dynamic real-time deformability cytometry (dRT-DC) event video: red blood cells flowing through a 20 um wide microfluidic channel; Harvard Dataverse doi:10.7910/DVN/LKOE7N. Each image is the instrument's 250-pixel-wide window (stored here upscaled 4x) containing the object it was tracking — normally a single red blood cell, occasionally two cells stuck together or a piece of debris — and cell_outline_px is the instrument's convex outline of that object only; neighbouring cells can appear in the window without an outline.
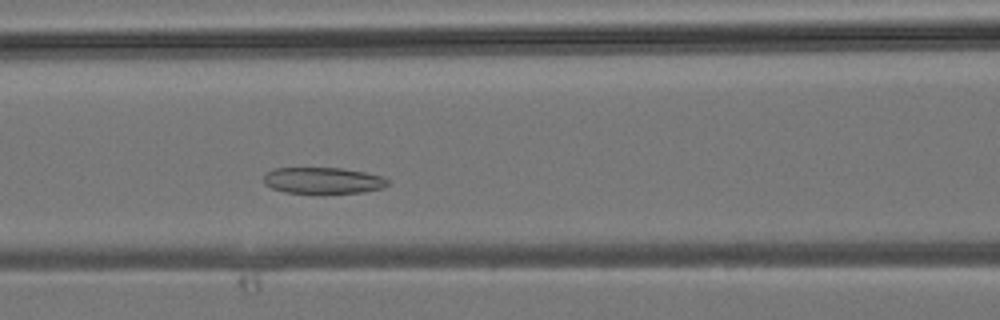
{"species": "common noctule bat (a hibernating species)", "species_latin": "Nyctalus noctula", "temperature_condition": "room temperature", "stored_images_in_passage": 29, "camera_frame_rate_fps": 3000, "um_per_image_px": 0.085, "animal": {"sex": "male", "body_mass_g": 19.2, "forearm_length_mm": 51.8}, "frame": {"image": 1, "passage_image": 11, "time_ms": 3.333, "image_size_px": [1000, 320], "cell_outline_px": [[388, 184], [384, 188], [364, 192], [284, 192], [272, 188], [264, 184], [264, 176], [272, 168], [344, 168], [384, 176], [388, 180]], "centroid_in_image_um": [27.48, 15.32], "position_along_channel_um": 139.1, "area_um2": 18.84}}
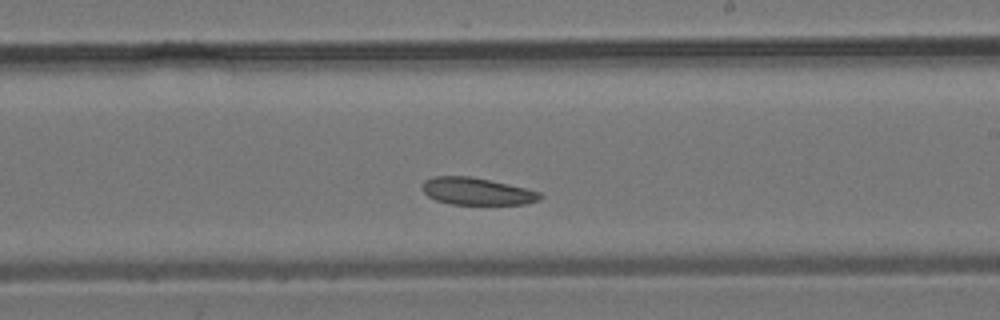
{"frame": {"image": 2, "passage_image": 17, "time_ms": 5.333, "image_size_px": [1000, 320], "cell_outline_px": [[544, 196], [540, 200], [524, 204], [452, 204], [436, 200], [428, 196], [424, 192], [424, 180], [432, 176], [468, 176], [508, 184], [540, 192]], "centroid_in_image_um": [40.55, 16.26], "position_along_channel_um": 248.5, "area_um2": 18.44}}
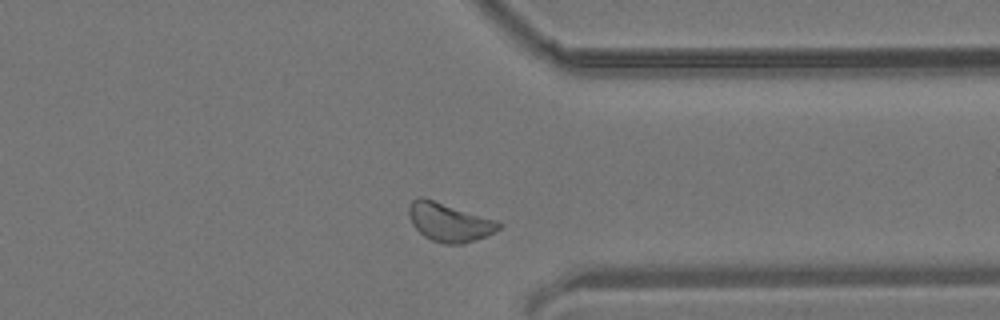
{"frame": {"image": 3, "passage_image": 24, "time_ms": 7.667, "image_size_px": [1000, 320], "cell_outline_px": [[504, 224], [500, 228], [488, 236], [464, 244], [444, 244], [432, 240], [424, 236], [412, 224], [408, 216], [408, 204], [416, 196], [424, 196], [496, 220]], "centroid_in_image_um": [38.17, 18.87], "position_along_channel_um": 373.2, "area_um2": 20.63}}